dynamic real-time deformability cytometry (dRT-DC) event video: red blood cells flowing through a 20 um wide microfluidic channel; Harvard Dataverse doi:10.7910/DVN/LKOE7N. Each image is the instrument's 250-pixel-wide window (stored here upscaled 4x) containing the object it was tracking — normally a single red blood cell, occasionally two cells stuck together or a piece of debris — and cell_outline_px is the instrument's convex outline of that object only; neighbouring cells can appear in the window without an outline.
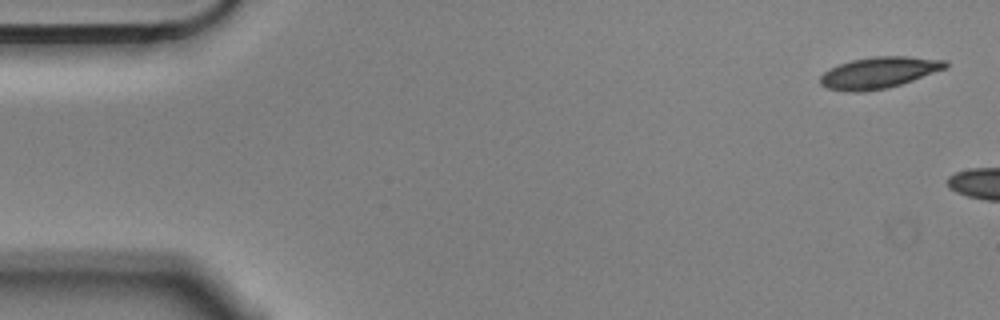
{"species": "Egyptian fruit bat (a non-hibernating species)", "species_latin": "Rousettus aegyptiacus", "temperature_condition": "cold", "stored_images_in_passage": 2, "camera_frame_rate_fps": 3000, "um_per_image_px": 0.085, "animal": {"sex": "male"}, "frame": {"image": 1, "passage_image": 1, "time_ms": 0.0, "image_size_px": [1000, 320], "cell_outline_px": [[948, 68], [888, 88], [864, 92], [852, 92], [828, 88], [820, 84], [820, 76], [824, 72], [840, 64], [852, 60], [872, 56], [908, 56], [948, 60]], "centroid_in_image_um": [74.74, 6.17], "position_along_channel_um": 10.3, "area_um2": 22.89}}